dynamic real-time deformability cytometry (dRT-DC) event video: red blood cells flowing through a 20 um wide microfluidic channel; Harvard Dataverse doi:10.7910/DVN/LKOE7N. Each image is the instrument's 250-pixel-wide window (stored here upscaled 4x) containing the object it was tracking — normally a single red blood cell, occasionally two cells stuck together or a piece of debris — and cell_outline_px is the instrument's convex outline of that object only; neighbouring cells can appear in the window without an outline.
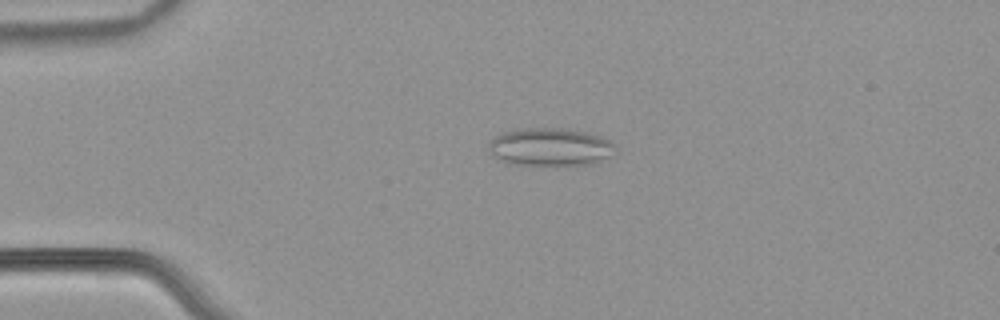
{"species": "common noctule bat (a hibernating species)", "species_latin": "Nyctalus noctula", "temperature_condition": "warm", "stored_images_in_passage": 49, "camera_frame_rate_fps": 3000, "um_per_image_px": 0.085, "animal": {"sex": "male", "body_mass_g": 21.5, "forearm_length_mm": 52.0}, "frame": {"image": 1, "passage_image": 8, "time_ms": 2.333, "image_size_px": [1000, 320], "cell_outline_px": [[616, 148], [608, 156], [592, 164], [516, 164], [492, 156], [488, 148], [488, 140], [504, 132], [520, 128], [568, 128], [600, 136], [616, 144]], "centroid_in_image_um": [46.74, 12.46], "position_along_channel_um": 38.3, "area_um2": 27.63}}
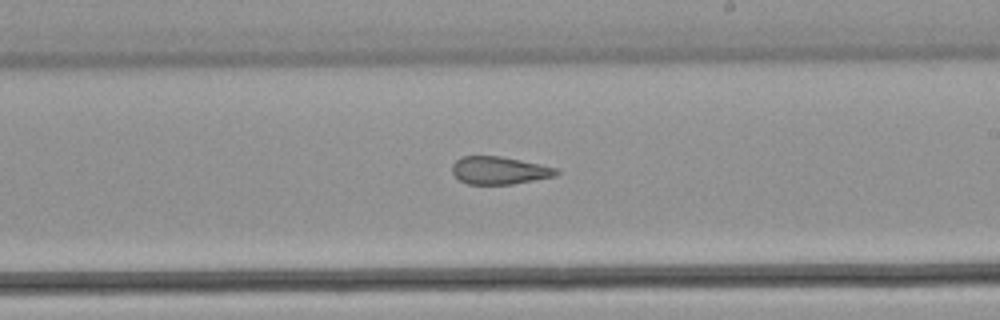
{"frame": {"image": 2, "passage_image": 27, "time_ms": 8.667, "image_size_px": [1000, 320], "cell_outline_px": [[560, 172], [556, 176], [512, 184], [468, 184], [460, 180], [452, 172], [452, 164], [460, 156], [500, 156], [520, 160], [556, 168]], "centroid_in_image_um": [42.42, 14.48], "position_along_channel_um": 246.6, "area_um2": 16.7}}
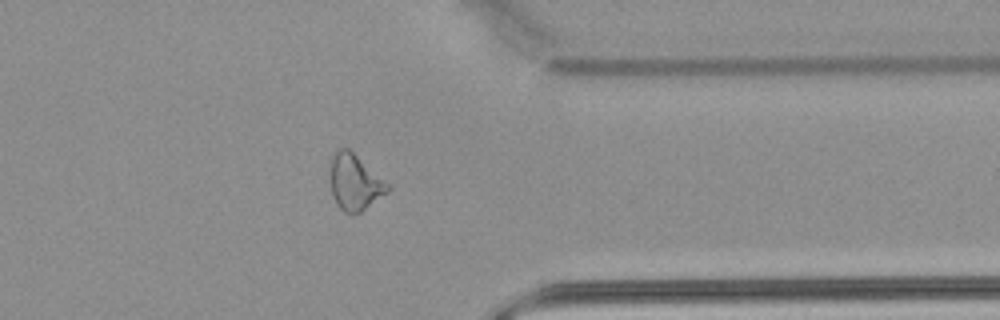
{"frame": {"image": 3, "passage_image": 38, "time_ms": 12.333, "image_size_px": [1000, 320], "cell_outline_px": [[392, 188], [388, 192], [360, 212], [344, 212], [336, 204], [332, 196], [328, 160], [332, 152], [336, 148], [348, 148], [392, 184]], "centroid_in_image_um": [30.14, 15.43], "position_along_channel_um": 381.3, "area_um2": 19.36}, "authors_computed_cell_mechanics": {"area_um2": 19.5364, "velocity_mm_per_s": 3.876, "shape_relaxation_time_tau1_ms": null, "shape_relaxation_time_tau2_ms": 2.8782, "deformation_change_tau1": null, "deformation_change_tau2": 0.1261}}